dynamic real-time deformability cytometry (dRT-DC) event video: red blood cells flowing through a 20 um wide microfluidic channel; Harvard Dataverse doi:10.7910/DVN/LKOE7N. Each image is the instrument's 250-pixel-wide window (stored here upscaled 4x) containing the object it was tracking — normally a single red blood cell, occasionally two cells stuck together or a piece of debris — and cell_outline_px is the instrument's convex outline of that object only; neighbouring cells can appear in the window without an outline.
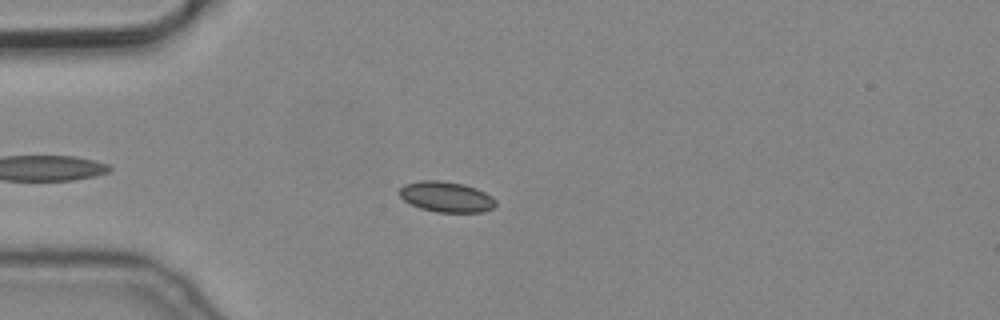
{"species": "common noctule bat (a hibernating species)", "species_latin": "Nyctalus noctula", "temperature_condition": "cold", "stored_images_in_passage": 5, "camera_frame_rate_fps": 3000, "um_per_image_px": 0.085, "animal": {"sex": "male", "body_mass_g": 19.2, "forearm_length_mm": 51.8}, "frame": {"image": 1, "passage_image": 4, "time_ms": 1.0, "image_size_px": [1000, 320], "cell_outline_px": [[496, 204], [492, 208], [484, 212], [436, 212], [420, 208], [404, 200], [400, 196], [400, 188], [404, 184], [420, 180], [440, 180], [464, 184], [476, 188], [492, 196], [496, 200]], "centroid_in_image_um": [37.95, 16.72], "position_along_channel_um": 47.1, "area_um2": 17.17}}